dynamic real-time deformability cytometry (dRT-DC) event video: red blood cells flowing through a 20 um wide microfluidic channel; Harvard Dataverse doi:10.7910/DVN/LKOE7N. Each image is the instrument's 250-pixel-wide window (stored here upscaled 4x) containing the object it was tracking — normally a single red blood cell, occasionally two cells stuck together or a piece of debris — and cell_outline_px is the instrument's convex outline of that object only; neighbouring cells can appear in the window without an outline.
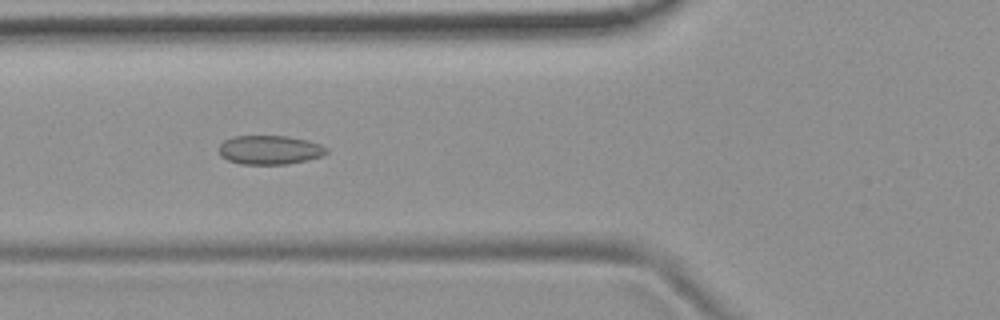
{"species": "common noctule bat (a hibernating species)", "species_latin": "Nyctalus noctula", "temperature_condition": "room temperature", "stored_images_in_passage": 53, "camera_frame_rate_fps": 3000, "um_per_image_px": 0.085, "animal": {"sex": "female", "body_mass_g": 19.9}, "frame": {"image": 1, "passage_image": 20, "time_ms": 6.333, "image_size_px": [1000, 320], "cell_outline_px": [[328, 152], [324, 156], [308, 160], [288, 164], [240, 164], [228, 160], [220, 156], [220, 144], [224, 140], [232, 136], [288, 136], [308, 140], [320, 144], [328, 148]], "centroid_in_image_um": [22.96, 12.74], "position_along_channel_um": 102.8, "area_um2": 18.38}}
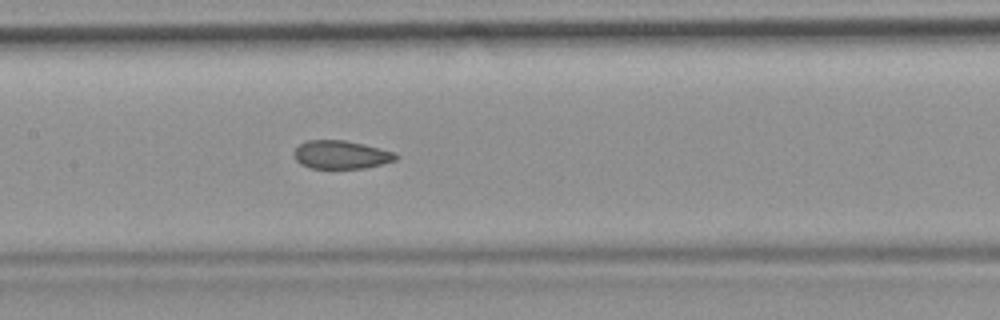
{"frame": {"image": 2, "passage_image": 26, "time_ms": 8.333, "image_size_px": [1000, 320], "cell_outline_px": [[400, 156], [396, 160], [364, 168], [308, 168], [300, 164], [296, 160], [292, 152], [300, 144], [308, 140], [344, 140], [364, 144], [396, 152]], "centroid_in_image_um": [28.99, 13.15], "position_along_channel_um": 178.4, "area_um2": 16.88}}
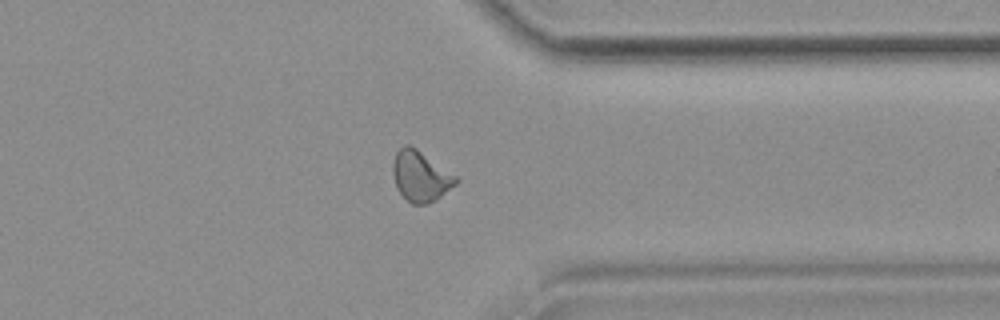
{"frame": {"image": 3, "passage_image": 42, "time_ms": 13.667, "image_size_px": [1000, 320], "cell_outline_px": [[460, 180], [456, 184], [436, 200], [428, 204], [412, 204], [396, 188], [392, 172], [392, 164], [396, 152], [404, 144], [408, 144], [416, 148], [456, 176]], "centroid_in_image_um": [35.73, 14.98], "position_along_channel_um": 375.7, "area_um2": 18.44}, "authors_computed_cell_mechanics": {"area_um2": 18.0336, "velocity_mm_per_s": 3.7623, "shape_relaxation_time_tau1_ms": null, "shape_relaxation_time_tau2_ms": 2.2891, "deformation_change_tau1": null, "deformation_change_tau2": 0.0708}}